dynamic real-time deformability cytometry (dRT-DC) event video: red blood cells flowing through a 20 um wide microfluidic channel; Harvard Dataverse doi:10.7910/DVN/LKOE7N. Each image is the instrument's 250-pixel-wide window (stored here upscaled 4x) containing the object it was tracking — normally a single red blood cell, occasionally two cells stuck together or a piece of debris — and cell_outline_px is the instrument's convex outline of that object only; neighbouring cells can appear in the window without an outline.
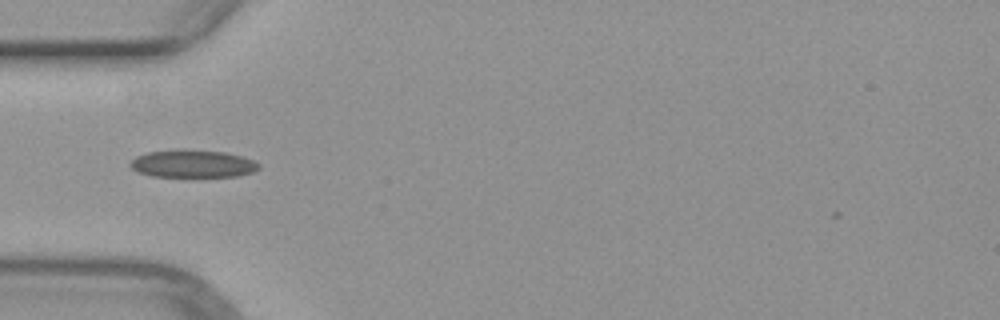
{"species": "common noctule bat (a hibernating species)", "species_latin": "Nyctalus noctula", "temperature_condition": "warm", "stored_images_in_passage": 35, "camera_frame_rate_fps": 3000, "um_per_image_px": 0.085, "animal": {"sex": "female", "body_mass_g": 29.2, "forearm_length_mm": 56.3}, "frame": {"image": 1, "passage_image": 1, "time_ms": 0.0, "image_size_px": [1000, 320], "cell_outline_px": [[260, 168], [252, 172], [236, 176], [192, 180], [152, 176], [136, 172], [128, 164], [136, 156], [148, 152], [180, 148], [184, 148], [224, 152], [256, 160], [260, 164]], "centroid_in_image_um": [16.37, 13.96], "position_along_channel_um": 68.6, "area_um2": 22.14}}
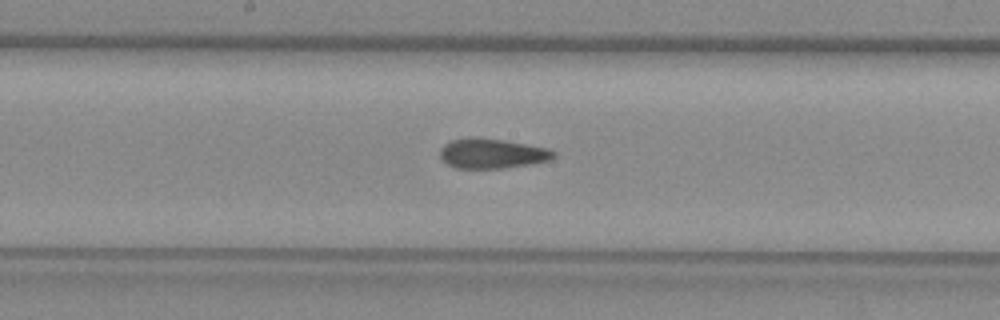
{"frame": {"image": 2, "passage_image": 11, "time_ms": 3.333, "image_size_px": [1000, 320], "cell_outline_px": [[556, 156], [552, 160], [532, 164], [504, 168], [456, 168], [448, 164], [440, 156], [440, 148], [444, 144], [452, 140], [468, 136], [476, 136], [504, 140], [528, 144], [548, 148], [556, 152]], "centroid_in_image_um": [41.85, 13.03], "position_along_channel_um": 206.3, "area_um2": 20.11}}
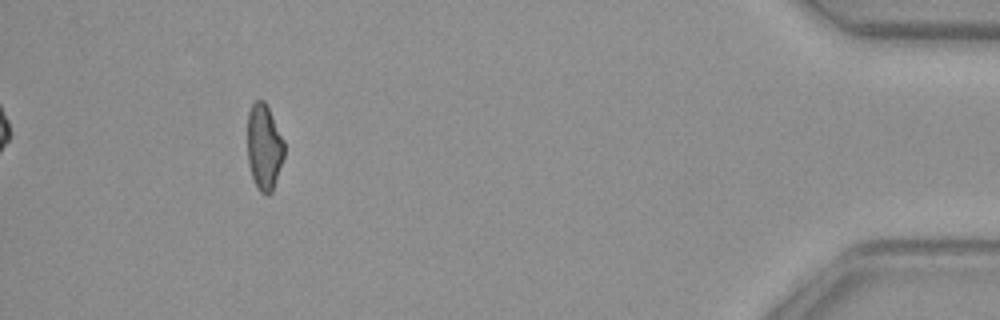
{"frame": {"image": 3, "passage_image": 31, "time_ms": 10.0, "image_size_px": [1000, 320], "cell_outline_px": [[284, 156], [272, 192], [268, 196], [264, 196], [260, 192], [252, 176], [248, 164], [248, 112], [252, 104], [256, 100], [264, 100], [284, 140]], "centroid_in_image_um": [22.45, 12.52], "position_along_channel_um": 412.8, "area_um2": 18.32}}